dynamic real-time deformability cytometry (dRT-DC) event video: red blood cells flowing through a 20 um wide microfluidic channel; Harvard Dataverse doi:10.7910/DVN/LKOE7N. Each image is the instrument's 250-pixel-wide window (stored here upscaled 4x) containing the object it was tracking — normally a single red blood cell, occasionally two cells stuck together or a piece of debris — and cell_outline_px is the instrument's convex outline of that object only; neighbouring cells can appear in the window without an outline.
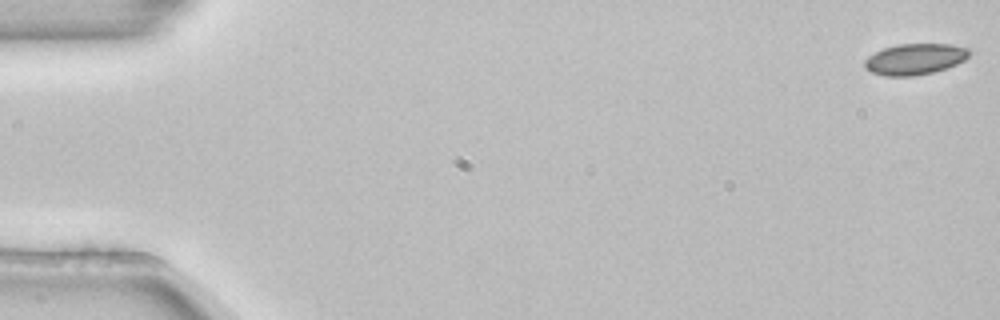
{"species": "common noctule bat (a hibernating species)", "species_latin": "Nyctalus noctula", "temperature_condition": "room temperature", "stored_images_in_passage": 51, "camera_frame_rate_fps": 3000, "um_per_image_px": 0.085, "animal": {"sex": "female", "body_mass_g": 22.7, "forearm_length_mm": 54.2}, "frame": {"image": 1, "passage_image": 1, "time_ms": 0.0, "image_size_px": [1000, 320], "cell_outline_px": [[972, 52], [964, 60], [948, 68], [932, 72], [912, 76], [884, 76], [872, 72], [864, 68], [864, 60], [868, 56], [884, 48], [896, 44], [952, 44], [968, 48]], "centroid_in_image_um": [77.77, 5.02], "position_along_channel_um": 7.2, "area_um2": 19.02}}
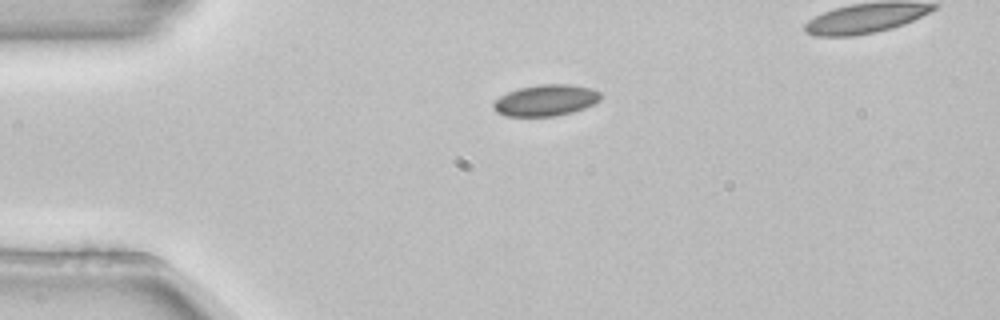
{"frame": {"image": 2, "passage_image": 13, "time_ms": 4.0, "image_size_px": [1000, 320], "cell_outline_px": [[600, 100], [584, 108], [572, 112], [556, 116], [508, 116], [496, 112], [492, 108], [492, 104], [500, 96], [508, 92], [520, 88], [540, 84], [568, 84], [592, 88], [600, 92]], "centroid_in_image_um": [46.38, 8.52], "position_along_channel_um": 38.6, "area_um2": 19.48}}
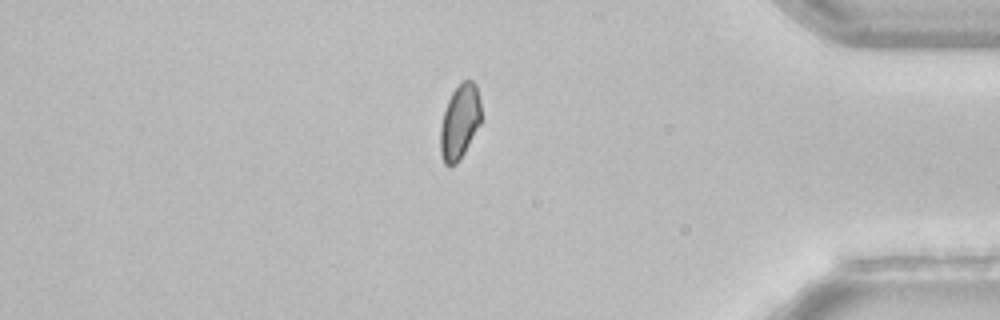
{"frame": {"image": 3, "passage_image": 46, "time_ms": 15.0, "image_size_px": [1000, 320], "cell_outline_px": [[480, 124], [460, 160], [452, 168], [448, 168], [444, 164], [440, 152], [440, 128], [444, 112], [448, 100], [452, 92], [464, 80], [472, 80], [476, 84], [480, 100]], "centroid_in_image_um": [39.06, 10.4], "position_along_channel_um": 396.1, "area_um2": 17.8}}